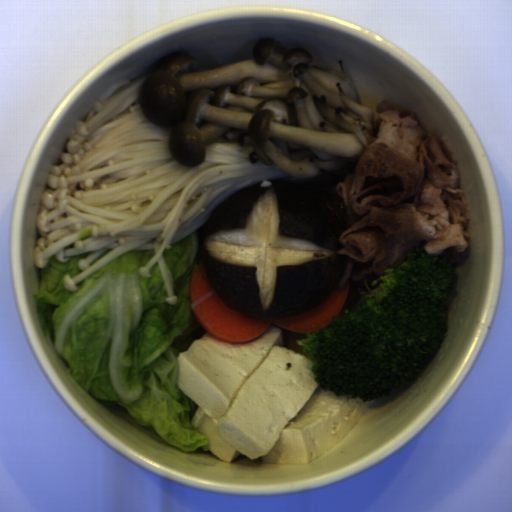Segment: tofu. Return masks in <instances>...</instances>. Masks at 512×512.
Here are the masks:
<instances>
[{
  "mask_svg": "<svg viewBox=\"0 0 512 512\" xmlns=\"http://www.w3.org/2000/svg\"><path fill=\"white\" fill-rule=\"evenodd\" d=\"M308 332L271 325L248 342L207 331L177 355L176 385L196 404L191 427L222 461L308 465L337 446L377 399L337 395L314 380L298 346Z\"/></svg>",
  "mask_w": 512,
  "mask_h": 512,
  "instance_id": "tofu-1",
  "label": "tofu"
}]
</instances>
